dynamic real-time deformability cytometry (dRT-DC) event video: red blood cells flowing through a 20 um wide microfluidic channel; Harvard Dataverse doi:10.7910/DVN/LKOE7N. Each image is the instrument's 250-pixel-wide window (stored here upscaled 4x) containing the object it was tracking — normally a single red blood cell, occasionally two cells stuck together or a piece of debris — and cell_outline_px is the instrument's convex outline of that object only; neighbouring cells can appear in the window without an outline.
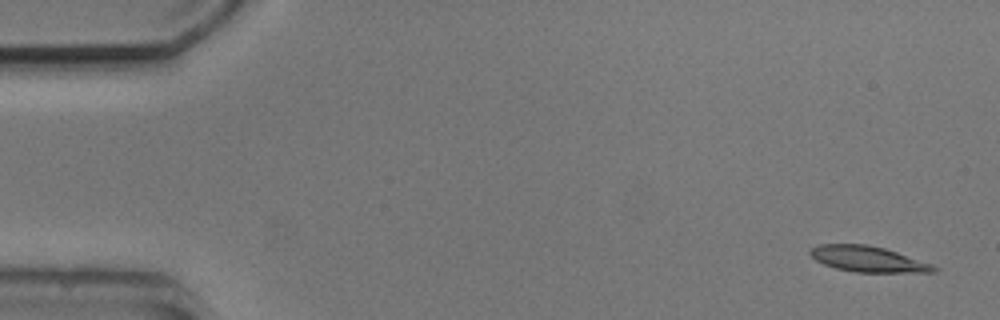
{"species": "common noctule bat (a hibernating species)", "species_latin": "Nyctalus noctula", "temperature_condition": "cold", "stored_images_in_passage": 6, "camera_frame_rate_fps": 3000, "um_per_image_px": 0.085, "animal": {"sex": "male", "body_mass_g": 20.5, "forearm_length_mm": 52.5}, "frame": {"image": 1, "passage_image": 1, "time_ms": 0.0, "image_size_px": [1000, 320], "cell_outline_px": [[940, 268], [936, 272], [856, 272], [836, 268], [824, 264], [816, 260], [808, 252], [808, 248], [820, 244], [868, 244], [884, 248], [932, 264]], "centroid_in_image_um": [73.76, 22.01], "position_along_channel_um": 11.2, "area_um2": 18.5}}
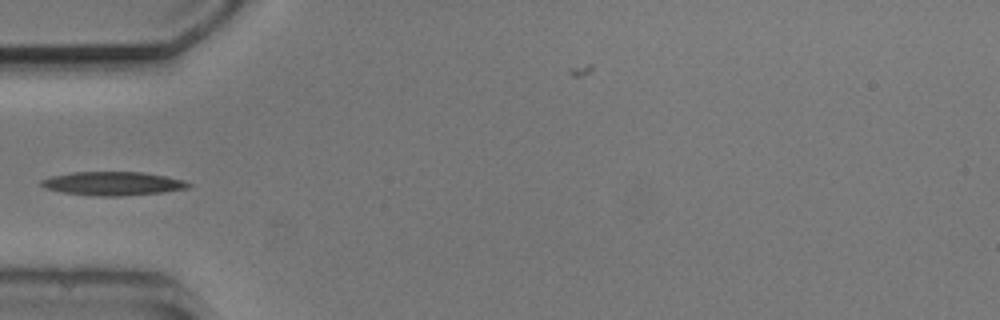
{"frame": {"image": 2, "passage_image": 5, "time_ms": 5.0, "image_size_px": [1000, 320], "cell_outline_px": [[192, 184], [188, 188], [164, 192], [120, 196], [100, 196], [64, 192], [44, 188], [40, 184], [40, 180], [52, 176], [72, 172], [140, 172], [164, 176], [184, 180]], "centroid_in_image_um": [9.59, 15.6], "position_along_channel_um": 75.4, "area_um2": 20.11}}